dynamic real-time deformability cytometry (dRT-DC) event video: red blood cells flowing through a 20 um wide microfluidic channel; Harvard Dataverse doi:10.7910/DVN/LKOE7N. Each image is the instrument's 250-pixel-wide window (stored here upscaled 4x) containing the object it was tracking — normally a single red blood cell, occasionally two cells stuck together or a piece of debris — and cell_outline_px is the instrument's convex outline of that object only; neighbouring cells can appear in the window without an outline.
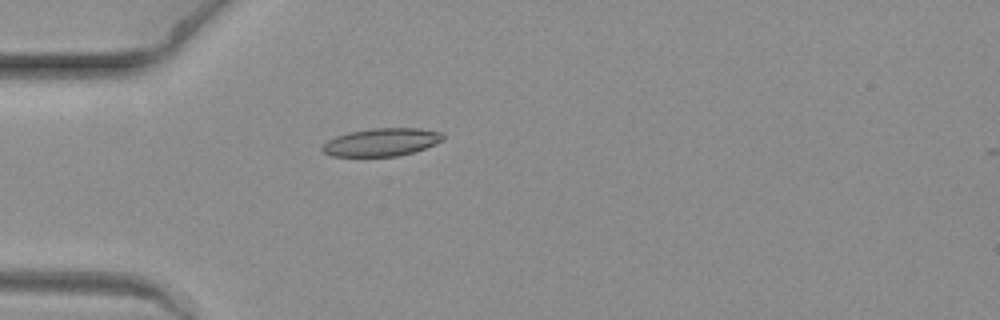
{"species": "common noctule bat (a hibernating species)", "species_latin": "Nyctalus noctula", "temperature_condition": "warm", "stored_images_in_passage": 8, "camera_frame_rate_fps": 3000, "um_per_image_px": 0.085, "animal": {"sex": "female", "body_mass_g": 19.3, "forearm_length_mm": 54.1}, "frame": {"image": 1, "passage_image": 6, "time_ms": 1.667, "image_size_px": [1000, 320], "cell_outline_px": [[444, 140], [436, 144], [412, 152], [396, 156], [332, 156], [324, 152], [320, 148], [328, 140], [336, 136], [348, 132], [372, 128], [420, 128], [444, 132]], "centroid_in_image_um": [32.46, 12.07], "position_along_channel_um": 52.5, "area_um2": 19.65}}
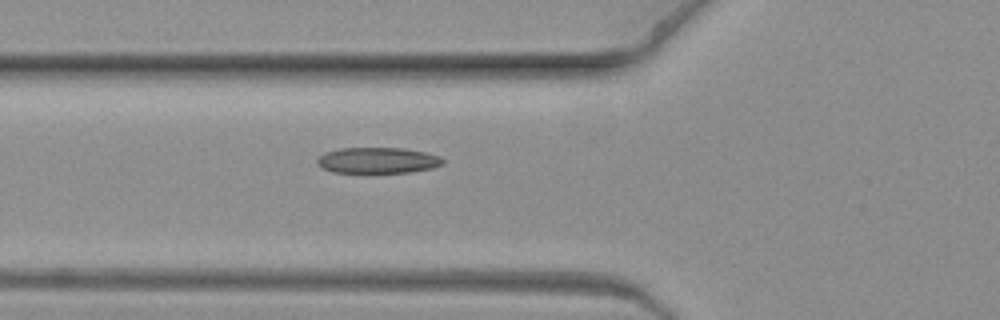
{"frame": {"image": 2, "passage_image": 8, "time_ms": 2.333, "image_size_px": [1000, 320], "cell_outline_px": [[444, 164], [432, 168], [408, 172], [332, 172], [320, 168], [316, 164], [316, 160], [324, 152], [340, 148], [404, 148], [424, 152], [440, 156], [444, 160]], "centroid_in_image_um": [32.07, 13.62], "position_along_channel_um": 93.7, "area_um2": 19.02}}